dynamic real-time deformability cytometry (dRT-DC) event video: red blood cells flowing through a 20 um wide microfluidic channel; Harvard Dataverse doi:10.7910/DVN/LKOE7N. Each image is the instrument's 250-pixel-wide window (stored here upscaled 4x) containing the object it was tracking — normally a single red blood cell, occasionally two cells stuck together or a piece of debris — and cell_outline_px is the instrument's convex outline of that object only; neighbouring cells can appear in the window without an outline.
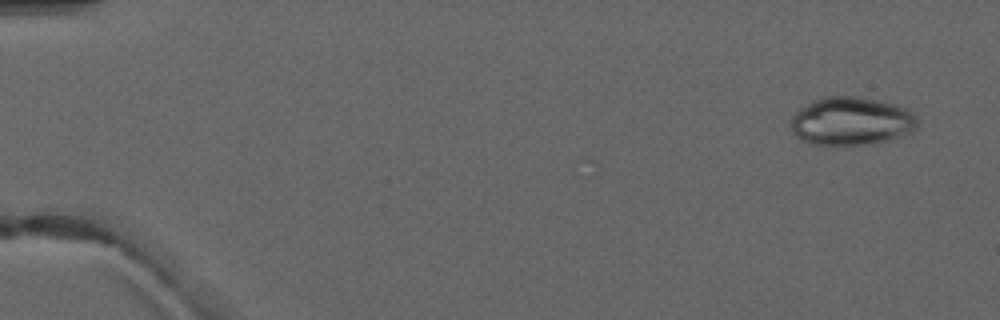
{"species": "common noctule bat (a hibernating species)", "species_latin": "Nyctalus noctula", "temperature_condition": "warm", "stored_images_in_passage": 4, "camera_frame_rate_fps": 3000, "um_per_image_px": 0.085, "animal": {"sex": "male", "forearm_length_mm": 52.5}, "frame": {"image": 1, "passage_image": 1, "time_ms": 0.0, "image_size_px": [1000, 320], "cell_outline_px": [[920, 124], [912, 132], [876, 144], [840, 148], [836, 148], [808, 144], [800, 140], [792, 132], [792, 116], [800, 108], [812, 100], [824, 96], [856, 96], [896, 104], [908, 108], [920, 116]], "centroid_in_image_um": [72.39, 10.35], "position_along_channel_um": 12.6, "area_um2": 37.17}}